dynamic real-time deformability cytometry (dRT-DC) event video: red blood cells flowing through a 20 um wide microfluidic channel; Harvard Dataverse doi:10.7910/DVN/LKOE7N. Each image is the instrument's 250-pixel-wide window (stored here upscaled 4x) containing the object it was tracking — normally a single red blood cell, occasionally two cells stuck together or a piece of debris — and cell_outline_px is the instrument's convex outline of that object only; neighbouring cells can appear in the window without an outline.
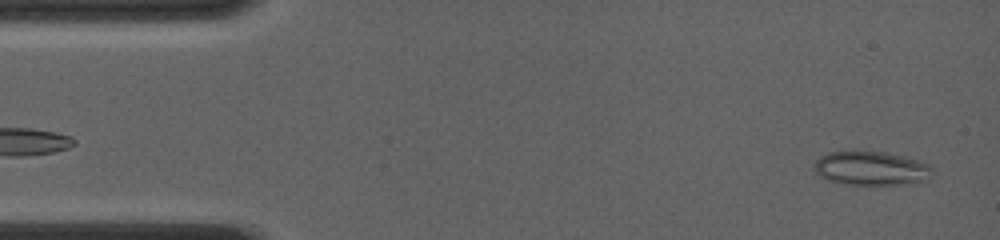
{"species": "common noctule bat (a hibernating species)", "species_latin": "Nyctalus noctula", "temperature_condition": "room temperature", "stored_images_in_passage": 59, "camera_frame_rate_fps": 4000, "um_per_image_px": 0.085, "animal": {"sex": "female", "body_mass_g": 19.0, "forearm_length_mm": 56.7}, "frame": {"image": 1, "passage_image": 2, "time_ms": 0.25, "image_size_px": [1000, 240], "cell_outline_px": [[932, 168], [928, 180], [916, 184], [844, 184], [828, 180], [820, 176], [812, 168], [812, 164], [820, 156], [828, 152], [852, 148], [856, 148], [888, 152], [920, 160], [932, 164]], "centroid_in_image_um": [74.03, 14.25], "position_along_channel_um": 11.0, "area_um2": 24.57}}
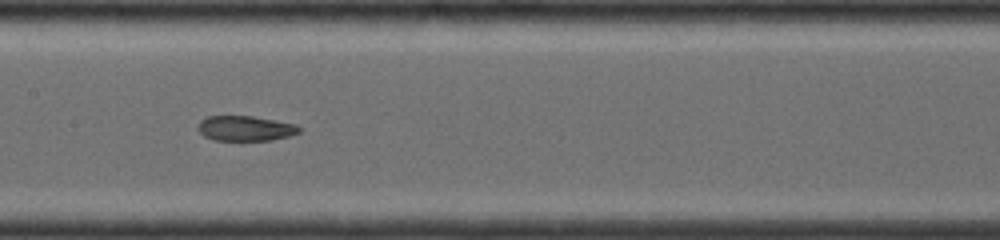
{"frame": {"image": 2, "passage_image": 29, "time_ms": 7.0, "image_size_px": [1000, 240], "cell_outline_px": [[304, 128], [300, 132], [288, 136], [272, 140], [212, 140], [204, 136], [196, 128], [200, 120], [208, 116], [252, 116], [296, 124]], "centroid_in_image_um": [20.86, 10.91], "position_along_channel_um": 186.5, "area_um2": 14.91}}
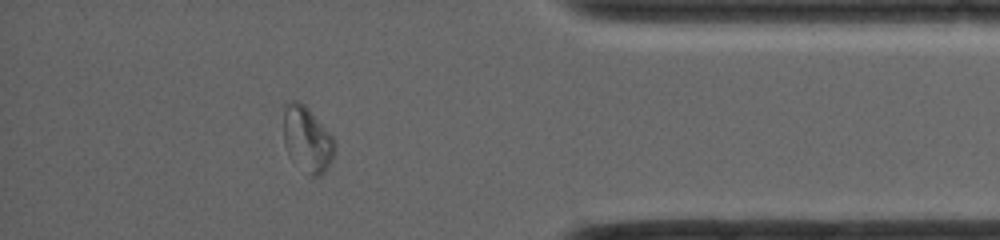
{"frame": {"image": 3, "passage_image": 52, "time_ms": 12.75, "image_size_px": [1000, 240], "cell_outline_px": [[336, 148], [332, 160], [324, 172], [320, 176], [312, 176], [292, 160], [288, 156], [284, 144], [284, 104], [288, 100], [296, 100], [304, 104], [308, 108], [332, 136], [336, 144]], "centroid_in_image_um": [26.1, 11.82], "position_along_channel_um": 409.1, "area_um2": 19.54}, "authors_computed_cell_mechanics": {"area_um2": 17.6868, "velocity_mm_per_s": 4.1581, "shape_relaxation_time_tau1_ms": null, "shape_relaxation_time_tau2_ms": 1.2305, "deformation_change_tau1": null, "deformation_change_tau2": 0.0652}}